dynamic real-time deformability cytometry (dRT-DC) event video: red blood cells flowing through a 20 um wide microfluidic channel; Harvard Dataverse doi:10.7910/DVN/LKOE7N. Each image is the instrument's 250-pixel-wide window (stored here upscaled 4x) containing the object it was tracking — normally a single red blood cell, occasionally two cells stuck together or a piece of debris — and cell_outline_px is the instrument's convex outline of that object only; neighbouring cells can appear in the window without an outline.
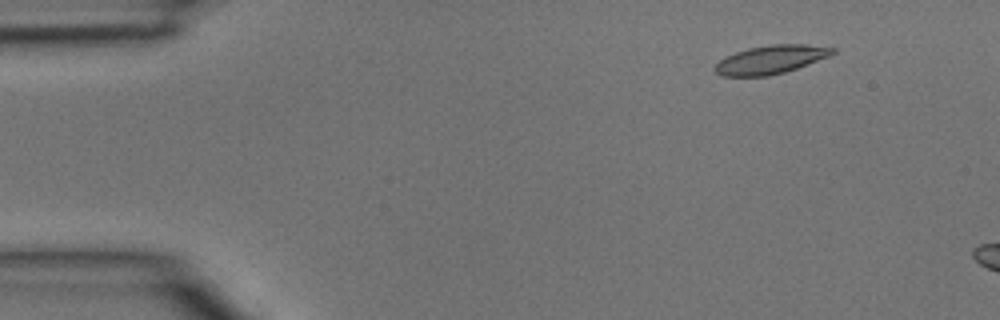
{"species": "common noctule bat (a hibernating species)", "species_latin": "Nyctalus noctula", "temperature_condition": "room temperature", "stored_images_in_passage": 3, "camera_frame_rate_fps": 3000, "um_per_image_px": 0.085, "animal": {"sex": "male", "body_mass_g": 15.6}, "frame": {"image": 1, "passage_image": 2, "time_ms": 0.333, "image_size_px": [1000, 320], "cell_outline_px": [[836, 52], [828, 56], [796, 68], [784, 72], [768, 76], [720, 76], [712, 68], [724, 56], [748, 48], [772, 44], [804, 44], [836, 48]], "centroid_in_image_um": [65.47, 5.06], "position_along_channel_um": 19.5, "area_um2": 19.42}}